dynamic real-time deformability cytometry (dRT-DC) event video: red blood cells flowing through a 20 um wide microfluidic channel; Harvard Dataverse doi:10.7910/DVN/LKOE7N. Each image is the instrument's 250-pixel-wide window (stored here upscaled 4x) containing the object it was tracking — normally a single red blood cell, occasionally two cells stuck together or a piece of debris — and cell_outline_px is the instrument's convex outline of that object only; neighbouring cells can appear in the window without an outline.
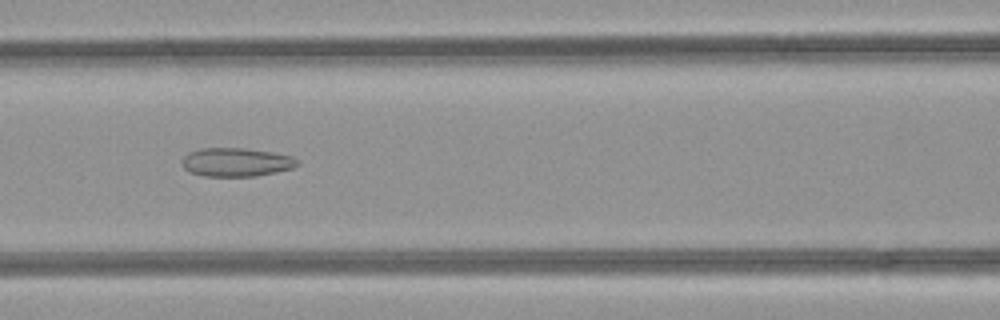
{"species": "common noctule bat (a hibernating species)", "species_latin": "Nyctalus noctula", "temperature_condition": "room temperature", "stored_images_in_passage": 37, "camera_frame_rate_fps": 3000, "um_per_image_px": 0.085, "animal": {"sex": "female", "body_mass_g": 21.9}, "frame": {"image": 1, "passage_image": 10, "time_ms": 3.0, "image_size_px": [1000, 320], "cell_outline_px": [[300, 164], [292, 168], [276, 172], [256, 176], [204, 176], [188, 172], [184, 168], [184, 156], [188, 152], [200, 148], [244, 148], [272, 152], [292, 156], [300, 160]], "centroid_in_image_um": [20.11, 13.78], "position_along_channel_um": 146.5, "area_um2": 19.31}}
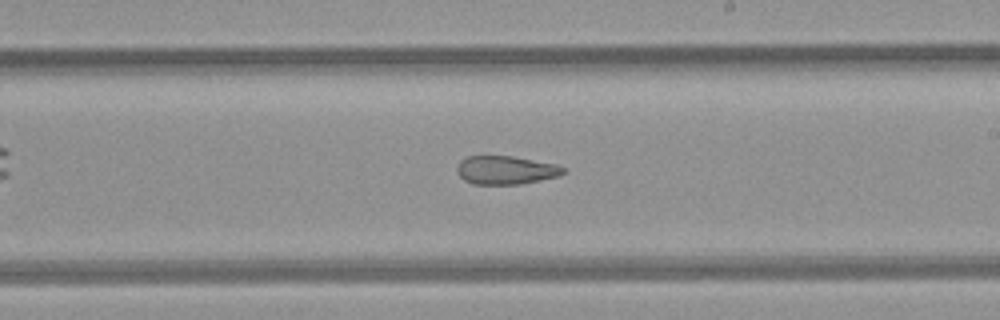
{"frame": {"image": 2, "passage_image": 17, "time_ms": 5.333, "image_size_px": [1000, 320], "cell_outline_px": [[568, 172], [560, 176], [520, 184], [472, 184], [464, 180], [456, 172], [456, 168], [460, 160], [464, 156], [512, 156], [556, 164], [564, 168]], "centroid_in_image_um": [42.98, 14.46], "position_along_channel_um": 246.0, "area_um2": 17.8}}
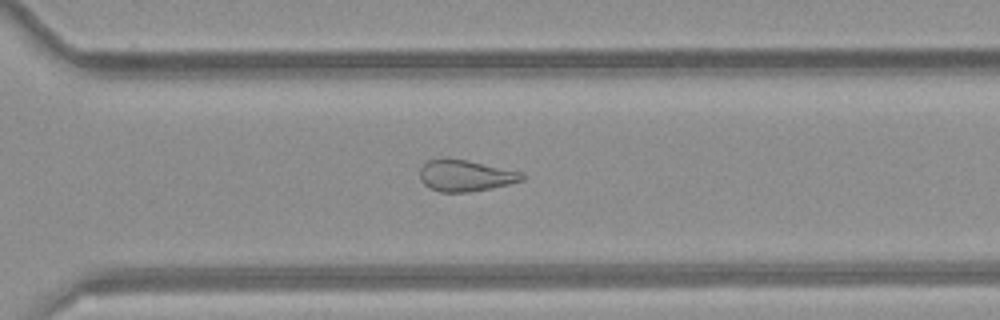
{"frame": {"image": 3, "passage_image": 23, "time_ms": 7.333, "image_size_px": [1000, 320], "cell_outline_px": [[524, 180], [492, 188], [468, 192], [440, 192], [428, 188], [420, 180], [420, 168], [428, 160], [440, 156], [468, 160], [520, 172], [524, 176]], "centroid_in_image_um": [39.49, 14.91], "position_along_channel_um": 331.1, "area_um2": 18.9}, "authors_computed_cell_mechanics": {"area_um2": 20.6346, "velocity_mm_per_s": 4.2731, "shape_relaxation_time_tau1_ms": null, "shape_relaxation_time_tau2_ms": 3.1272, "deformation_change_tau1": null, "deformation_change_tau2": 0.1288}}